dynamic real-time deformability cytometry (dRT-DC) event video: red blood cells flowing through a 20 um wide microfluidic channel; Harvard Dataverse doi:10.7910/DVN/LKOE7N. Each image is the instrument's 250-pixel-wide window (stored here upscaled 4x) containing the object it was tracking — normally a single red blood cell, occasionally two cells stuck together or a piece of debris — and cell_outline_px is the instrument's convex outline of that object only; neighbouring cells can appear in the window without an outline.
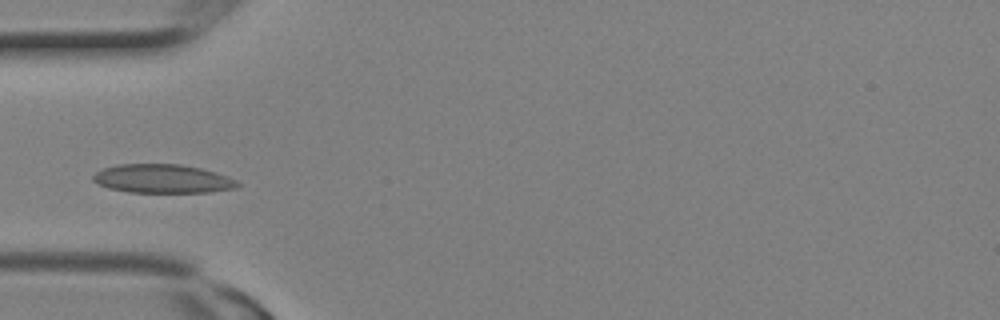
{"species": "Egyptian fruit bat (a non-hibernating species)", "species_latin": "Rousettus aegyptiacus", "temperature_condition": "room temperature", "stored_images_in_passage": 2, "camera_frame_rate_fps": 3000, "um_per_image_px": 0.085, "animal": {"sex": "female"}, "frame": {"image": 1, "passage_image": 1, "time_ms": 0.0, "image_size_px": [1000, 320], "cell_outline_px": [[240, 184], [236, 188], [208, 192], [128, 192], [108, 188], [92, 180], [92, 176], [96, 172], [104, 168], [116, 164], [180, 164], [200, 168], [216, 172], [228, 176], [236, 180]], "centroid_in_image_um": [13.82, 15.19], "position_along_channel_um": 71.2, "area_um2": 24.16}}